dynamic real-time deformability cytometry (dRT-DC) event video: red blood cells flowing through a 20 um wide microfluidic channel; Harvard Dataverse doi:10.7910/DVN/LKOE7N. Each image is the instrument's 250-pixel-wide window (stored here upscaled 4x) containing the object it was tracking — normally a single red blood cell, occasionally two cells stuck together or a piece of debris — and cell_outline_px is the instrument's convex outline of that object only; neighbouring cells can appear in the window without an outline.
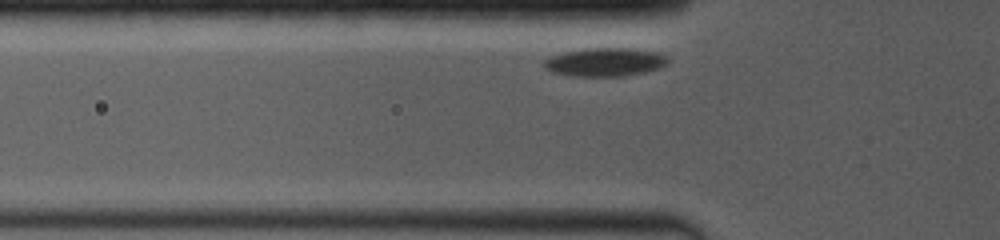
{"species": "common noctule bat (a hibernating species)", "species_latin": "Nyctalus noctula", "temperature_condition": "room temperature", "stored_images_in_passage": 20, "segment_of_instrument_passage": [1, 2], "camera_frame_rate_fps": 4000, "um_per_image_px": 0.085, "animal": {"sex": "female", "body_mass_g": 19.0, "forearm_length_mm": 53.3}, "frame": {"image": 1, "passage_image": 2, "time_ms": 0.5, "image_size_px": [1000, 240], "cell_outline_px": [[668, 60], [664, 64], [656, 68], [644, 72], [624, 76], [572, 76], [552, 72], [544, 68], [544, 60], [552, 56], [564, 52], [588, 48], [628, 48], [656, 52], [668, 56]], "centroid_in_image_um": [51.39, 5.28], "position_along_channel_um": 74.4, "area_um2": 20.29}}
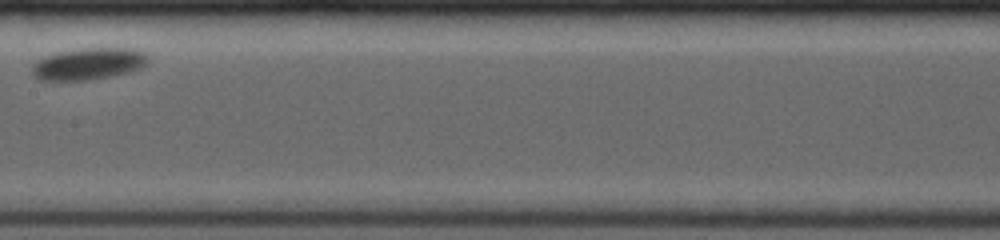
{"frame": {"image": 2, "passage_image": 10, "time_ms": 4.25, "image_size_px": [1000, 240], "cell_outline_px": [[148, 60], [140, 68], [128, 72], [112, 76], [88, 80], [40, 80], [32, 72], [32, 68], [40, 60], [48, 56], [60, 52], [88, 48], [132, 48], [148, 52]], "centroid_in_image_um": [7.61, 5.42], "position_along_channel_um": 199.8, "area_um2": 21.1}}
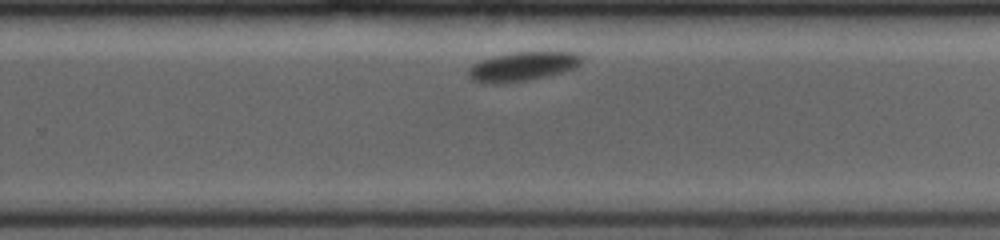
{"frame": {"image": 3, "passage_image": 17, "time_ms": 6.75, "image_size_px": [1000, 240], "cell_outline_px": [[584, 56], [580, 64], [572, 68], [560, 72], [544, 76], [524, 80], [500, 84], [496, 84], [472, 80], [468, 76], [468, 68], [484, 60], [496, 56], [516, 52], [572, 52]], "centroid_in_image_um": [44.43, 5.64], "position_along_channel_um": 285.4, "area_um2": 18.61}}